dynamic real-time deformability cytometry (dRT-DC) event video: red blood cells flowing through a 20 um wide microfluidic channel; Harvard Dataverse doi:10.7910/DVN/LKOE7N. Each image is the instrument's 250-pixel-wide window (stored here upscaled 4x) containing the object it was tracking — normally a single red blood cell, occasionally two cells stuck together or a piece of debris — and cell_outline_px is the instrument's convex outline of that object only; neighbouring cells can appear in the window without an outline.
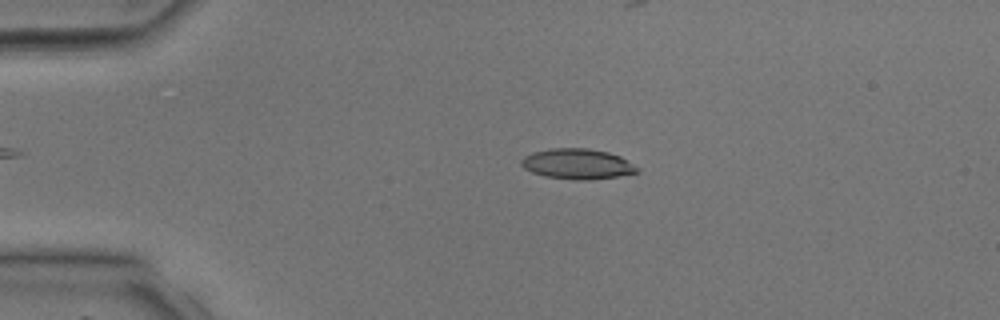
{"species": "common noctule bat (a hibernating species)", "species_latin": "Nyctalus noctula", "temperature_condition": "room temperature", "stored_images_in_passage": 34, "camera_frame_rate_fps": 3000, "um_per_image_px": 0.085, "animal": {"sex": "male", "body_mass_g": 17.9, "forearm_length_mm": 54.2}, "frame": {"image": 1, "passage_image": 8, "time_ms": 2.333, "image_size_px": [1000, 320], "cell_outline_px": [[640, 172], [616, 176], [588, 180], [572, 180], [544, 176], [532, 172], [524, 168], [520, 164], [520, 160], [524, 156], [532, 152], [552, 148], [588, 148], [608, 152], [620, 156], [632, 164]], "centroid_in_image_um": [49.02, 13.93], "position_along_channel_um": 36.0, "area_um2": 20.46}}
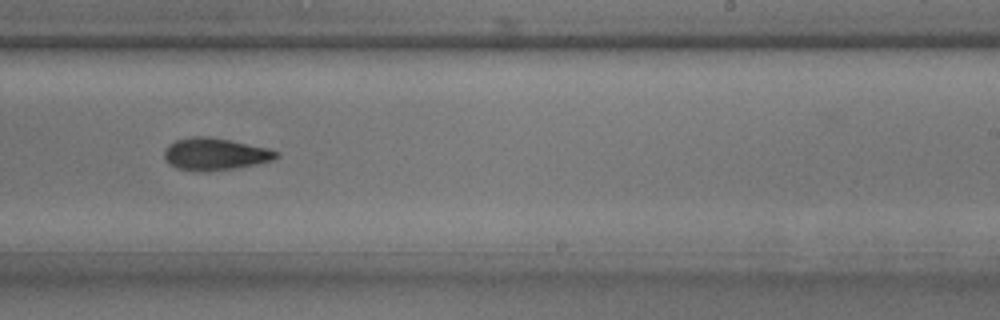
{"frame": {"image": 2, "passage_image": 24, "time_ms": 7.667, "image_size_px": [1000, 320], "cell_outline_px": [[280, 156], [272, 160], [256, 164], [232, 168], [200, 172], [176, 168], [168, 164], [164, 156], [164, 148], [168, 144], [176, 140], [192, 136], [208, 136], [268, 148], [280, 152]], "centroid_in_image_um": [18.24, 13.09], "position_along_channel_um": 270.8, "area_um2": 20.98}}
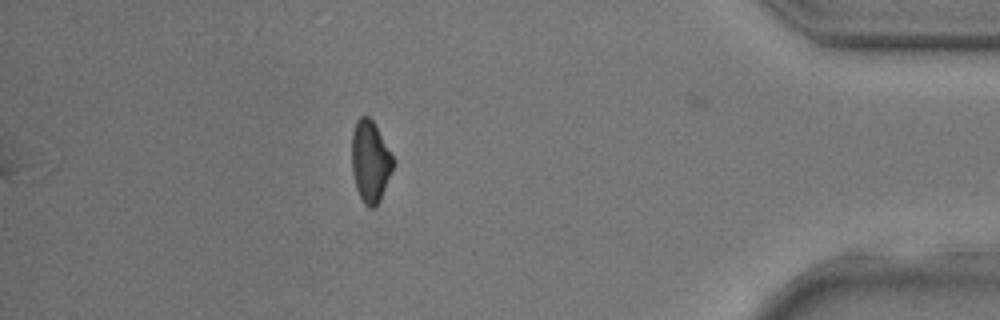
{"frame": {"image": 3, "passage_image": 34, "time_ms": 11.0, "image_size_px": [1000, 320], "cell_outline_px": [[396, 164], [380, 200], [376, 208], [368, 208], [364, 204], [356, 188], [352, 172], [352, 132], [356, 120], [360, 116], [368, 116], [372, 120], [396, 160]], "centroid_in_image_um": [31.49, 13.74], "position_along_channel_um": 403.7, "area_um2": 20.0}}